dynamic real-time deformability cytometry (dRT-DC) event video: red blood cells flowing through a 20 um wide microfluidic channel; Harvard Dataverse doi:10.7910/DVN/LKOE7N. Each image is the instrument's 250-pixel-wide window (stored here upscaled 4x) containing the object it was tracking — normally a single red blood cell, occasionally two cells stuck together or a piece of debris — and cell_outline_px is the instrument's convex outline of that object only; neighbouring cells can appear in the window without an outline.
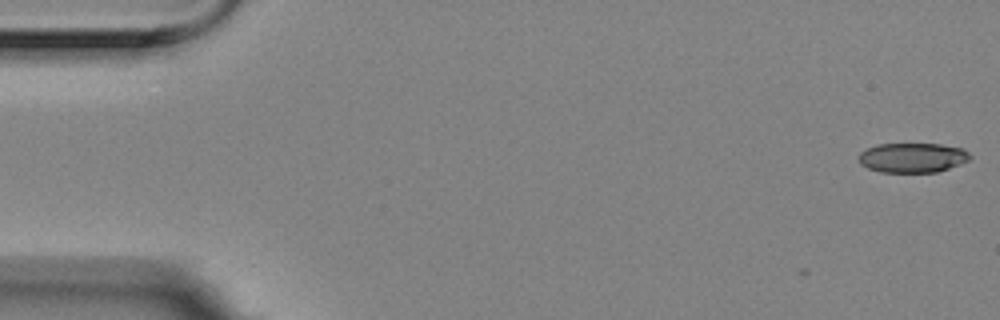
{"species": "Egyptian fruit bat (a non-hibernating species)", "species_latin": "Rousettus aegyptiacus", "temperature_condition": "room temperature", "stored_images_in_passage": 3, "camera_frame_rate_fps": 3000, "um_per_image_px": 0.085, "animal": {"sex": "female"}, "frame": {"image": 1, "passage_image": 1, "time_ms": 0.0, "image_size_px": [1000, 320], "cell_outline_px": [[972, 156], [968, 160], [960, 164], [936, 172], [880, 172], [868, 168], [860, 164], [856, 156], [860, 152], [876, 144], [940, 144], [960, 148], [968, 152]], "centroid_in_image_um": [77.51, 13.4], "position_along_channel_um": 7.5, "area_um2": 19.25}}
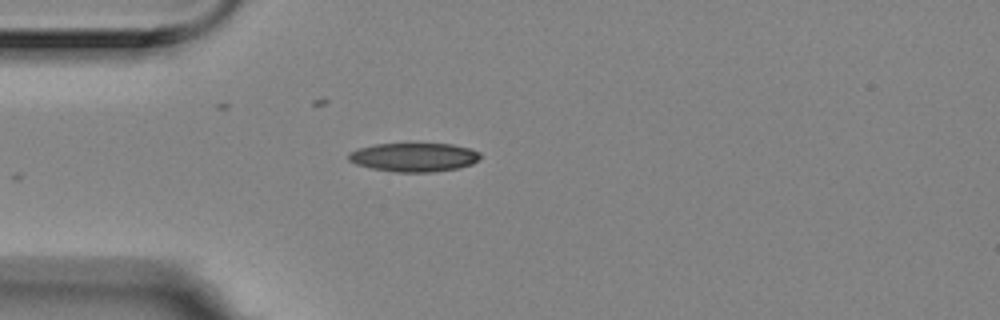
{"frame": {"image": 2, "passage_image": 3, "time_ms": 0.667, "image_size_px": [1000, 320], "cell_outline_px": [[480, 156], [472, 164], [456, 168], [432, 172], [396, 172], [372, 168], [356, 164], [348, 160], [348, 152], [360, 148], [376, 144], [452, 144], [468, 148], [480, 152]], "centroid_in_image_um": [35.16, 13.36], "position_along_channel_um": 49.8, "area_um2": 21.85}}